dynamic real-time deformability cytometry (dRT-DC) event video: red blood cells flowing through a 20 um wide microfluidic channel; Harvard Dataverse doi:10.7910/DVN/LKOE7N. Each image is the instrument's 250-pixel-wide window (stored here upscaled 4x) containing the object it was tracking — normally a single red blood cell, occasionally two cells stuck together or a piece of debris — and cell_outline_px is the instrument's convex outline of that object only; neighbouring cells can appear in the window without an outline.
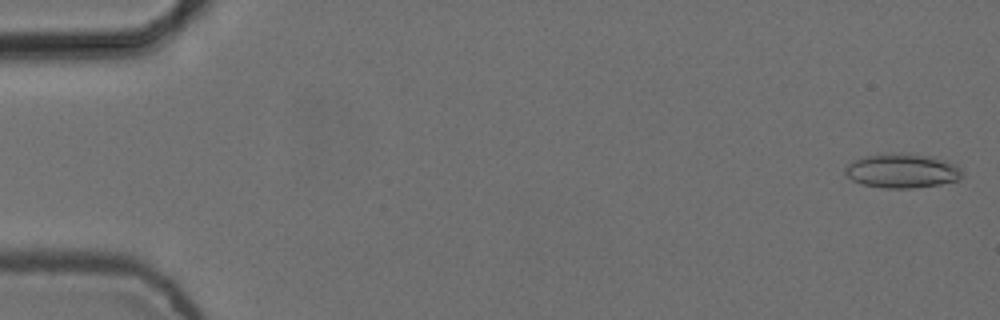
{"species": "common noctule bat (a hibernating species)", "species_latin": "Nyctalus noctula", "temperature_condition": "cold", "stored_images_in_passage": 5, "camera_frame_rate_fps": 3000, "um_per_image_px": 0.085, "animal": {"sex": "female", "body_mass_g": 24.6, "forearm_length_mm": 56.2}, "frame": {"image": 1, "passage_image": 1, "time_ms": 0.0, "image_size_px": [1000, 320], "cell_outline_px": [[960, 180], [940, 184], [912, 188], [880, 188], [864, 184], [852, 180], [844, 172], [844, 168], [848, 164], [864, 156], [928, 156], [956, 164], [960, 168]], "centroid_in_image_um": [76.67, 14.58], "position_along_channel_um": 8.3, "area_um2": 22.25}}